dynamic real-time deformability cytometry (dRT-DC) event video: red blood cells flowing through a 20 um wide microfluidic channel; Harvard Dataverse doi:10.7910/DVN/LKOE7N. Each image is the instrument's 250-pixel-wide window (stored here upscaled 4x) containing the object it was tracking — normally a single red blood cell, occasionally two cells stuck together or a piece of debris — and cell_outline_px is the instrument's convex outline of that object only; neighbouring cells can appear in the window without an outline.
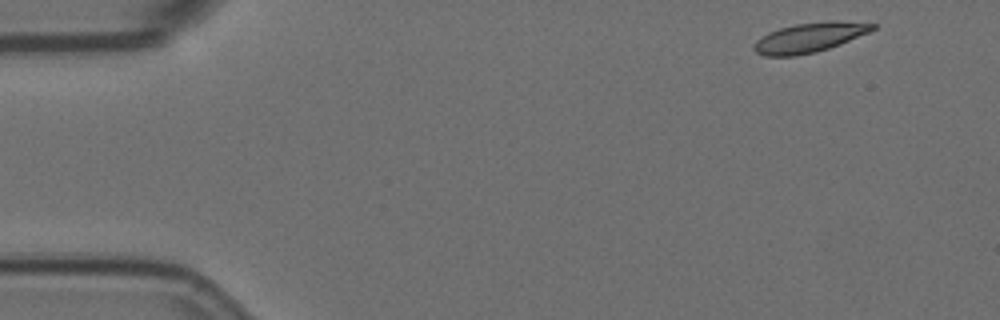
{"species": "Egyptian fruit bat (a non-hibernating species)", "species_latin": "Rousettus aegyptiacus", "temperature_condition": "room temperature", "stored_images_in_passage": 5, "segment_of_instrument_passage": [1, 2], "camera_frame_rate_fps": 3000, "um_per_image_px": 0.085, "animal": {"sex": "female"}, "frame": {"image": 1, "passage_image": 1, "time_ms": 0.0, "image_size_px": [1000, 320], "cell_outline_px": [[876, 28], [868, 32], [840, 44], [816, 52], [796, 56], [764, 56], [756, 52], [752, 48], [752, 44], [756, 40], [768, 32], [780, 28], [796, 24], [828, 20], [832, 20], [876, 24]], "centroid_in_image_um": [68.76, 3.19], "position_along_channel_um": 16.2, "area_um2": 20.46}}